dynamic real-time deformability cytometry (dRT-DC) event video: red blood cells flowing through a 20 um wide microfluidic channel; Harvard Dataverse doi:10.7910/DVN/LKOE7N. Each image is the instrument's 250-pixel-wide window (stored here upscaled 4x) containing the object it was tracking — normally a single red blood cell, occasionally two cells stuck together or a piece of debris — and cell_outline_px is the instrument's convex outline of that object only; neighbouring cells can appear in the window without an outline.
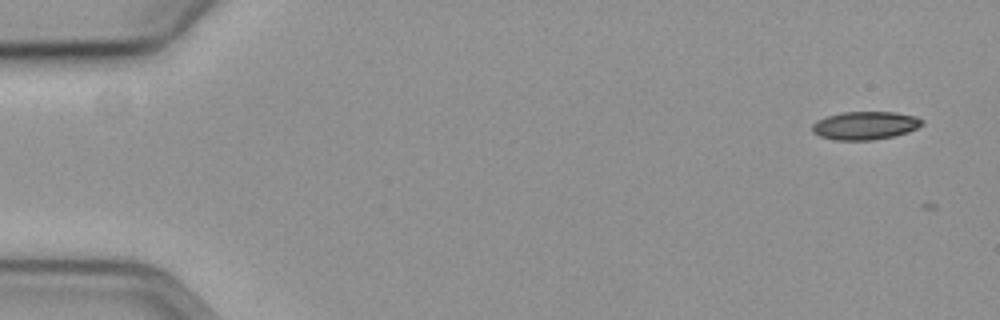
{"species": "common noctule bat (a hibernating species)", "species_latin": "Nyctalus noctula", "temperature_condition": "cold", "stored_images_in_passage": 2, "camera_frame_rate_fps": 3000, "um_per_image_px": 0.085, "animal": {"sex": "female", "body_mass_g": 19.3, "forearm_length_mm": 54.1}, "frame": {"image": 1, "passage_image": 1, "time_ms": 0.0, "image_size_px": [1000, 320], "cell_outline_px": [[924, 124], [908, 132], [892, 136], [872, 140], [836, 140], [820, 136], [812, 132], [812, 124], [816, 120], [840, 112], [896, 112], [916, 116], [924, 120]], "centroid_in_image_um": [73.54, 10.66], "position_along_channel_um": 11.5, "area_um2": 18.09}}